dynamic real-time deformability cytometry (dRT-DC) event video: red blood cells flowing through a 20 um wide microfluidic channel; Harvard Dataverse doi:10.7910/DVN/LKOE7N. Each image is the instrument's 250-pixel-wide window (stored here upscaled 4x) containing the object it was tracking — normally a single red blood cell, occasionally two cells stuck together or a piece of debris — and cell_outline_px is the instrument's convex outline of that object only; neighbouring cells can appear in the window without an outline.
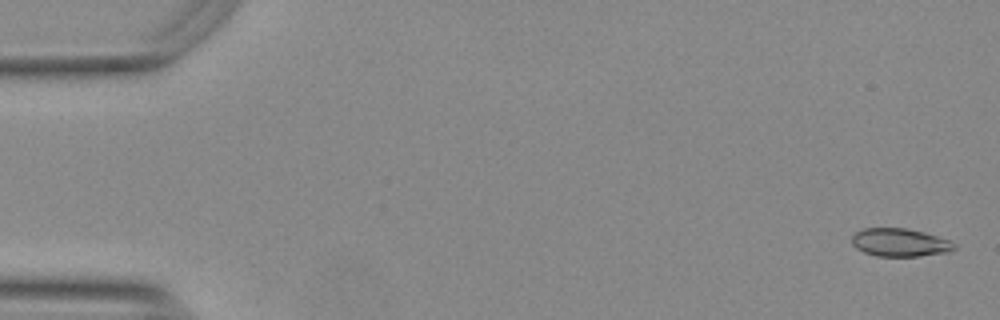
{"species": "Egyptian fruit bat (a non-hibernating species)", "species_latin": "Rousettus aegyptiacus", "temperature_condition": "warm", "stored_images_in_passage": 6, "camera_frame_rate_fps": 3000, "um_per_image_px": 0.085, "animal": {"sex": "female"}, "frame": {"image": 1, "passage_image": 2, "time_ms": 0.333, "image_size_px": [1000, 320], "cell_outline_px": [[956, 248], [948, 252], [920, 256], [876, 256], [864, 252], [856, 248], [852, 244], [852, 236], [856, 232], [864, 228], [904, 228], [924, 232], [948, 240], [956, 244]], "centroid_in_image_um": [76.48, 20.61], "position_along_channel_um": 8.5, "area_um2": 16.7}}